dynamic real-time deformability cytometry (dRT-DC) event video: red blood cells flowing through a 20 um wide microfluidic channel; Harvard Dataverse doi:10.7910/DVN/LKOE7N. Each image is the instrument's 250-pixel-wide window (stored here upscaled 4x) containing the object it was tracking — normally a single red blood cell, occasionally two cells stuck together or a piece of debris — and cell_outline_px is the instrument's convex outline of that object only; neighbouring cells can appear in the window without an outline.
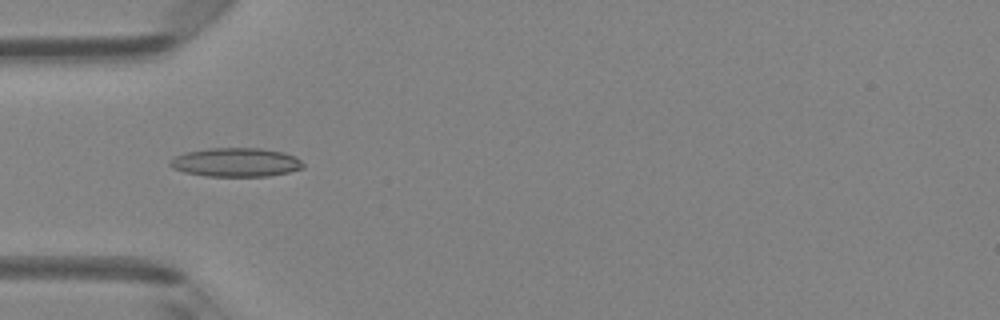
{"species": "Egyptian fruit bat (a non-hibernating species)", "species_latin": "Rousettus aegyptiacus", "temperature_condition": "room temperature", "stored_images_in_passage": 4, "camera_frame_rate_fps": 3000, "um_per_image_px": 0.085, "animal": {"sex": "female"}, "frame": {"image": 1, "passage_image": 4, "time_ms": 1.0, "image_size_px": [1000, 320], "cell_outline_px": [[304, 168], [288, 172], [268, 176], [208, 176], [184, 172], [172, 168], [168, 164], [168, 160], [184, 152], [208, 148], [260, 148], [284, 152], [296, 156], [304, 164]], "centroid_in_image_um": [20.04, 13.79], "position_along_channel_um": 65.0, "area_um2": 22.54}}